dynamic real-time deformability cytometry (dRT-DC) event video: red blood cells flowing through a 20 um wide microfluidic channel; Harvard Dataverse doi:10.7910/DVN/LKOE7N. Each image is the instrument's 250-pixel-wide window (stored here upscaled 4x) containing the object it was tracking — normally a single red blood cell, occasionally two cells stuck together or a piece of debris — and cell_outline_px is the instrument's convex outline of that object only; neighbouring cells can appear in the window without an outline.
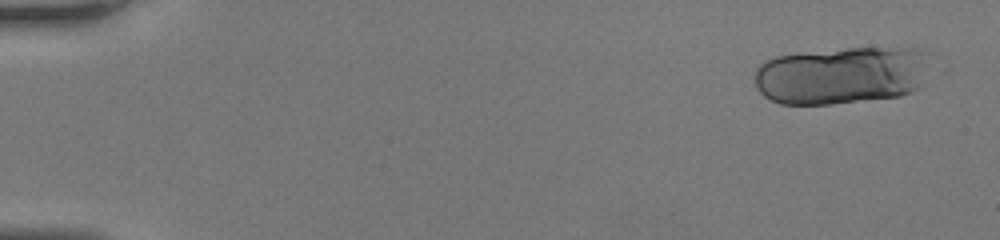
{"species": "human", "species_latin": "Homo sapiens", "temperature_condition": "room temperature", "stored_images_in_passage": 17, "camera_frame_rate_fps": 3000, "um_per_image_px": 0.085, "donor": {"sex": "female"}, "frame": {"image": 1, "passage_image": 1, "time_ms": 0.0, "image_size_px": [1000, 240], "cell_outline_px": [[920, 88], [912, 92], [900, 96], [832, 104], [780, 104], [764, 96], [756, 88], [756, 68], [764, 60], [776, 56], [848, 48], [920, 48]], "centroid_in_image_um": [71.37, 6.43], "position_along_channel_um": 13.6, "area_um2": 57.68}}